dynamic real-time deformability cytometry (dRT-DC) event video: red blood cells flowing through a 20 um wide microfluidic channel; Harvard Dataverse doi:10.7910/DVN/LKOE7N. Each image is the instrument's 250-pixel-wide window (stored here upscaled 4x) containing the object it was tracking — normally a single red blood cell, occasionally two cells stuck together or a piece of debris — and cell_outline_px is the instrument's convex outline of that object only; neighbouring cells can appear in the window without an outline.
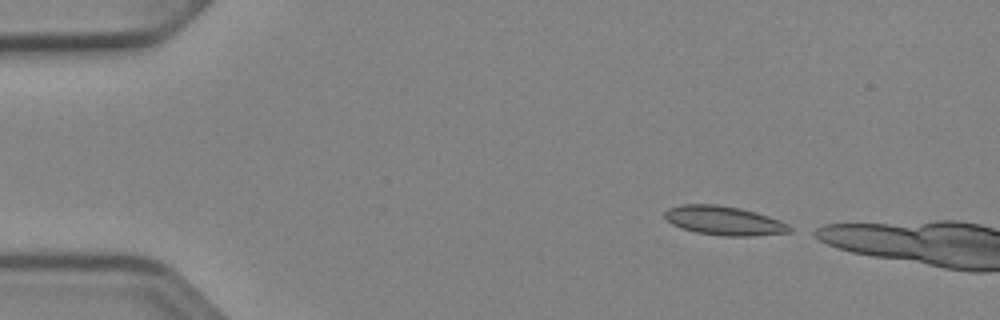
{"species": "Egyptian fruit bat (a non-hibernating species)", "species_latin": "Rousettus aegyptiacus", "temperature_condition": "cold", "stored_images_in_passage": 4, "camera_frame_rate_fps": 3000, "um_per_image_px": 0.085, "animal": {"sex": "female"}, "frame": {"image": 1, "passage_image": 1, "time_ms": 0.0, "image_size_px": [1000, 320], "cell_outline_px": [[792, 232], [752, 236], [720, 236], [696, 232], [680, 228], [672, 224], [664, 216], [664, 212], [668, 208], [680, 204], [716, 204], [740, 208], [756, 212], [780, 220], [788, 224], [792, 228]], "centroid_in_image_um": [61.54, 18.75], "position_along_channel_um": 23.5, "area_um2": 21.33}}